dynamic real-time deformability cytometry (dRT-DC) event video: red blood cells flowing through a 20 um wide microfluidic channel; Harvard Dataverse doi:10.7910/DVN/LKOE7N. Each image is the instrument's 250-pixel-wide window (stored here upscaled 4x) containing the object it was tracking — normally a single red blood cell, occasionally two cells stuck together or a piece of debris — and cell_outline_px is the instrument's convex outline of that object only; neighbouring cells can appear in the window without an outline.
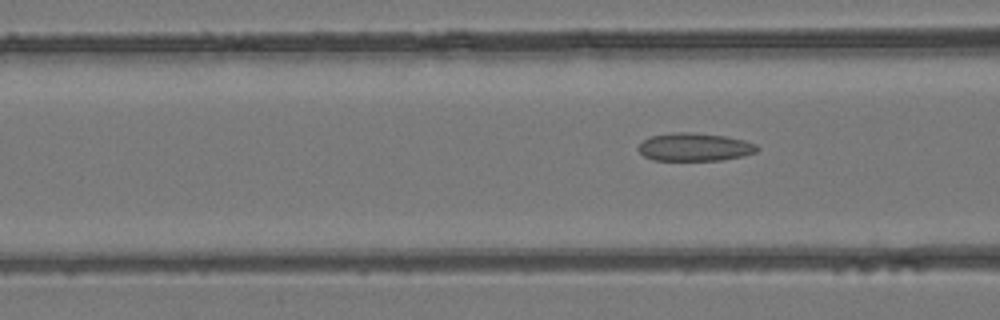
{"species": "common noctule bat (a hibernating species)", "species_latin": "Nyctalus noctula", "temperature_condition": "room temperature", "stored_images_in_passage": 5, "camera_frame_rate_fps": 3000, "um_per_image_px": 0.085, "animal": {"sex": "female", "body_mass_g": 24.6, "forearm_length_mm": 56.2}, "frame": {"image": 1, "passage_image": 5, "time_ms": 1.333, "image_size_px": [1000, 320], "cell_outline_px": [[760, 148], [756, 152], [744, 156], [720, 160], [652, 160], [644, 156], [636, 148], [644, 140], [652, 136], [672, 132], [688, 132], [724, 136], [744, 140], [756, 144]], "centroid_in_image_um": [59.05, 12.5], "position_along_channel_um": 107.6, "area_um2": 19.36}}